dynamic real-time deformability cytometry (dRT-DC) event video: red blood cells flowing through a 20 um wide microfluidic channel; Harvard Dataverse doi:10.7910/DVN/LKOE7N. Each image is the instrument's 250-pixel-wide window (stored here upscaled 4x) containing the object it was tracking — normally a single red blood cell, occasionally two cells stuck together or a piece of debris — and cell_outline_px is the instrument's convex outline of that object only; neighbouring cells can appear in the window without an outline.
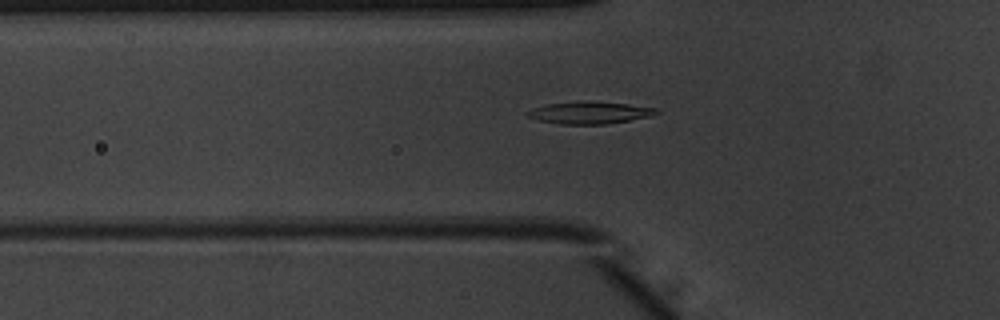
{"species": "common noctule bat (a hibernating species)", "species_latin": "Nyctalus noctula", "temperature_condition": "warm", "stored_images_in_passage": 37, "camera_frame_rate_fps": 3000, "um_per_image_px": 0.085, "animal": {"sex": "male", "body_mass_g": 20.1, "forearm_length_mm": 53.5}, "frame": {"image": 1, "passage_image": 4, "time_ms": 1.0, "image_size_px": [1000, 320], "cell_outline_px": [[660, 112], [652, 116], [604, 124], [560, 124], [536, 120], [528, 116], [524, 112], [532, 108], [548, 104], [588, 100], [592, 100], [628, 104], [656, 108]], "centroid_in_image_um": [50.1, 9.57], "position_along_channel_um": 75.7, "area_um2": 16.76}}
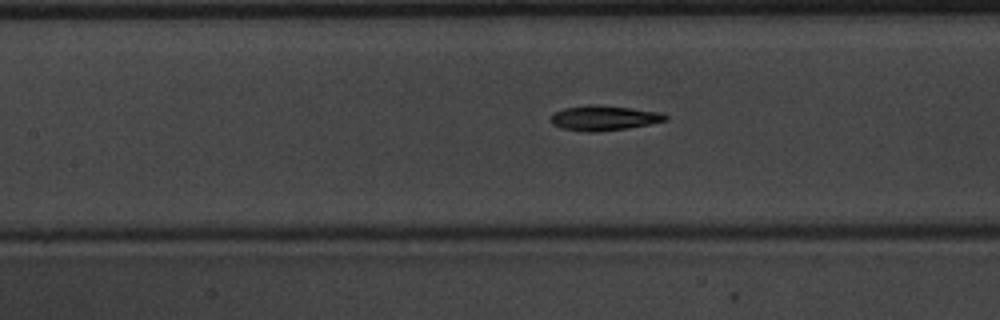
{"frame": {"image": 2, "passage_image": 10, "time_ms": 3.0, "image_size_px": [1000, 320], "cell_outline_px": [[668, 120], [628, 128], [596, 132], [588, 132], [560, 128], [552, 124], [552, 116], [556, 112], [564, 108], [588, 104], [596, 104], [632, 108], [664, 112], [668, 116]], "centroid_in_image_um": [51.38, 10.02], "position_along_channel_um": 156.0, "area_um2": 16.76}}
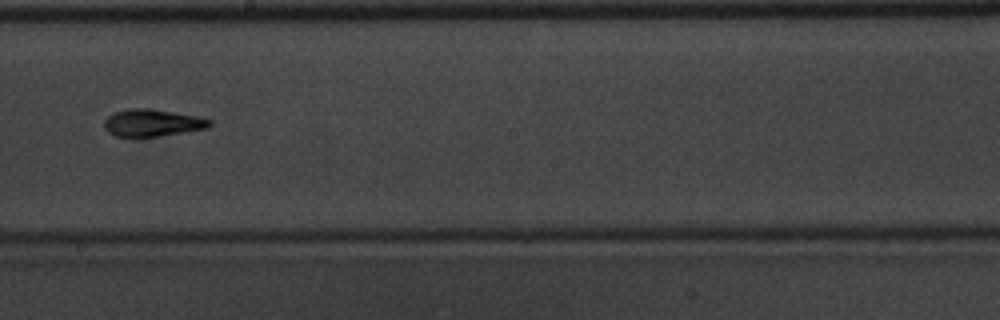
{"frame": {"image": 3, "passage_image": 16, "time_ms": 5.0, "image_size_px": [1000, 320], "cell_outline_px": [[212, 124], [208, 128], [160, 136], [116, 136], [108, 132], [104, 128], [104, 120], [112, 112], [132, 108], [148, 108], [196, 116], [212, 120]], "centroid_in_image_um": [12.93, 10.43], "position_along_channel_um": 235.3, "area_um2": 16.59}, "authors_computed_cell_mechanics": {"area_um2": 16.184, "velocity_mm_per_s": 3.9638, "shape_relaxation_time_tau1_ms": 4.473, "shape_relaxation_time_tau2_ms": 2.9393, "deformation_change_tau1": 0.1857, "deformation_change_tau2": 0.1169}}